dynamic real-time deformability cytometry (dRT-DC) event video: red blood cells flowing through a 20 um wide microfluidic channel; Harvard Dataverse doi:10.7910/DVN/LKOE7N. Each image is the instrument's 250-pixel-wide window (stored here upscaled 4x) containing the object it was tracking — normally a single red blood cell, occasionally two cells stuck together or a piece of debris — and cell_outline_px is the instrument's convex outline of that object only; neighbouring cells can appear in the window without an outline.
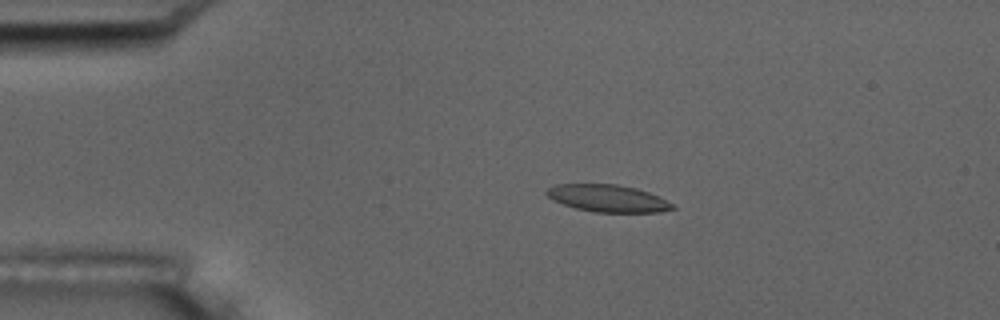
{"species": "common noctule bat (a hibernating species)", "species_latin": "Nyctalus noctula", "temperature_condition": "room temperature", "stored_images_in_passage": 56, "camera_frame_rate_fps": 3000, "um_per_image_px": 0.085, "animal": {"sex": "male", "body_mass_g": 17.5, "forearm_length_mm": 52.3}, "frame": {"image": 1, "passage_image": 12, "time_ms": 3.667, "image_size_px": [1000, 320], "cell_outline_px": [[676, 208], [660, 212], [596, 212], [576, 208], [552, 200], [544, 192], [548, 188], [556, 184], [616, 184], [636, 188], [648, 192], [672, 204]], "centroid_in_image_um": [51.62, 16.85], "position_along_channel_um": 33.4, "area_um2": 19.71}}
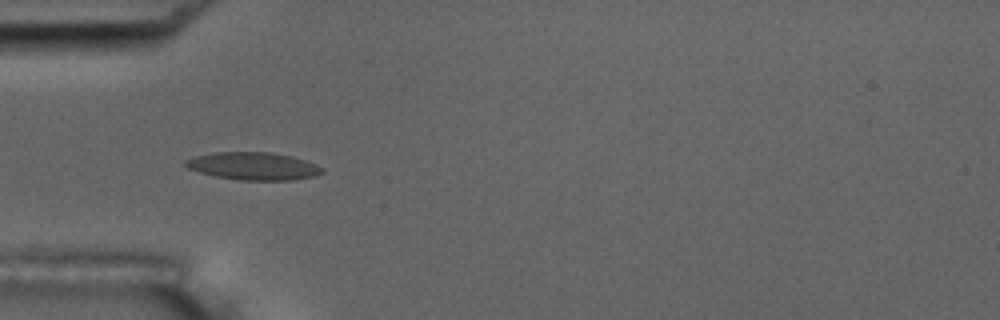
{"frame": {"image": 2, "passage_image": 18, "time_ms": 5.667, "image_size_px": [1000, 320], "cell_outline_px": [[324, 172], [312, 176], [292, 180], [240, 180], [216, 176], [200, 172], [188, 168], [180, 164], [184, 160], [192, 156], [212, 152], [272, 152], [292, 156], [304, 160], [324, 168]], "centroid_in_image_um": [21.46, 14.1], "position_along_channel_um": 63.5, "area_um2": 22.14}}
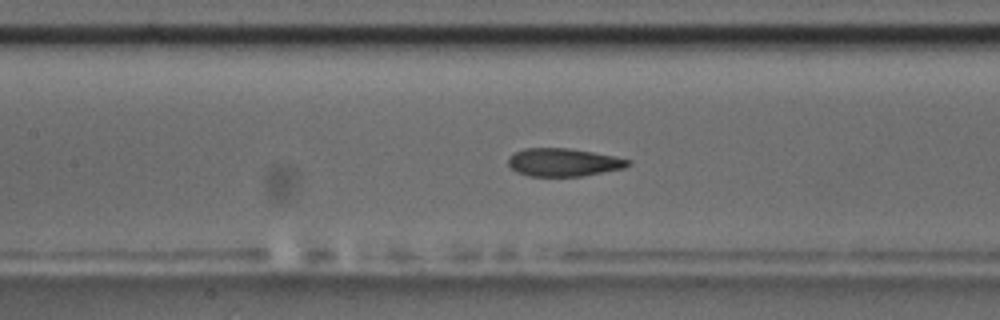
{"frame": {"image": 3, "passage_image": 26, "time_ms": 8.333, "image_size_px": [1000, 320], "cell_outline_px": [[632, 164], [624, 168], [580, 176], [528, 176], [516, 172], [508, 164], [508, 160], [516, 152], [524, 148], [568, 148], [616, 156], [632, 160]], "centroid_in_image_um": [47.93, 13.8], "position_along_channel_um": 159.5, "area_um2": 19.48}, "authors_computed_cell_mechanics": {"area_um2": 20.2589, "velocity_mm_per_s": 3.6437, "shape_relaxation_time_tau1_ms": 8.9542, "shape_relaxation_time_tau2_ms": 1.4548, "deformation_change_tau1": 0.205, "deformation_change_tau2": 0.0738}}